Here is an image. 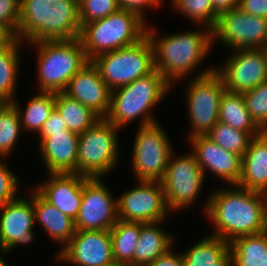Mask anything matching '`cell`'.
<instances>
[{
	"instance_id": "1",
	"label": "cell",
	"mask_w": 267,
	"mask_h": 266,
	"mask_svg": "<svg viewBox=\"0 0 267 266\" xmlns=\"http://www.w3.org/2000/svg\"><path fill=\"white\" fill-rule=\"evenodd\" d=\"M203 210L215 229L209 235L229 243L240 236L266 231L258 191L237 185H232L229 189L224 187L214 190Z\"/></svg>"
},
{
	"instance_id": "2",
	"label": "cell",
	"mask_w": 267,
	"mask_h": 266,
	"mask_svg": "<svg viewBox=\"0 0 267 266\" xmlns=\"http://www.w3.org/2000/svg\"><path fill=\"white\" fill-rule=\"evenodd\" d=\"M19 8L16 38L20 41L29 44L79 38L77 0H20Z\"/></svg>"
},
{
	"instance_id": "3",
	"label": "cell",
	"mask_w": 267,
	"mask_h": 266,
	"mask_svg": "<svg viewBox=\"0 0 267 266\" xmlns=\"http://www.w3.org/2000/svg\"><path fill=\"white\" fill-rule=\"evenodd\" d=\"M147 25V36L154 50V69L173 86L195 72L213 47L212 29L174 33L158 37L154 27Z\"/></svg>"
},
{
	"instance_id": "4",
	"label": "cell",
	"mask_w": 267,
	"mask_h": 266,
	"mask_svg": "<svg viewBox=\"0 0 267 266\" xmlns=\"http://www.w3.org/2000/svg\"><path fill=\"white\" fill-rule=\"evenodd\" d=\"M171 88L172 85L154 69L148 75L111 91L110 109L105 119L120 129L138 118L139 127L155 123L153 108Z\"/></svg>"
},
{
	"instance_id": "5",
	"label": "cell",
	"mask_w": 267,
	"mask_h": 266,
	"mask_svg": "<svg viewBox=\"0 0 267 266\" xmlns=\"http://www.w3.org/2000/svg\"><path fill=\"white\" fill-rule=\"evenodd\" d=\"M147 35V23L137 13L119 9L81 27L79 39L86 58L138 43Z\"/></svg>"
},
{
	"instance_id": "6",
	"label": "cell",
	"mask_w": 267,
	"mask_h": 266,
	"mask_svg": "<svg viewBox=\"0 0 267 266\" xmlns=\"http://www.w3.org/2000/svg\"><path fill=\"white\" fill-rule=\"evenodd\" d=\"M30 44L38 52L39 92H64L70 79L89 62L79 38Z\"/></svg>"
},
{
	"instance_id": "7",
	"label": "cell",
	"mask_w": 267,
	"mask_h": 266,
	"mask_svg": "<svg viewBox=\"0 0 267 266\" xmlns=\"http://www.w3.org/2000/svg\"><path fill=\"white\" fill-rule=\"evenodd\" d=\"M117 128L105 118L79 134L77 174L88 178H102L118 163L119 140Z\"/></svg>"
},
{
	"instance_id": "8",
	"label": "cell",
	"mask_w": 267,
	"mask_h": 266,
	"mask_svg": "<svg viewBox=\"0 0 267 266\" xmlns=\"http://www.w3.org/2000/svg\"><path fill=\"white\" fill-rule=\"evenodd\" d=\"M113 91L148 75L154 70V50L146 35L138 43L99 54L91 60Z\"/></svg>"
},
{
	"instance_id": "9",
	"label": "cell",
	"mask_w": 267,
	"mask_h": 266,
	"mask_svg": "<svg viewBox=\"0 0 267 266\" xmlns=\"http://www.w3.org/2000/svg\"><path fill=\"white\" fill-rule=\"evenodd\" d=\"M186 103L191 130L189 138L206 135L219 121V106L225 86L214 67L197 72L187 83Z\"/></svg>"
},
{
	"instance_id": "10",
	"label": "cell",
	"mask_w": 267,
	"mask_h": 266,
	"mask_svg": "<svg viewBox=\"0 0 267 266\" xmlns=\"http://www.w3.org/2000/svg\"><path fill=\"white\" fill-rule=\"evenodd\" d=\"M159 122L140 126L135 135L132 171L138 181H158L163 178L171 153L174 151L168 134Z\"/></svg>"
},
{
	"instance_id": "11",
	"label": "cell",
	"mask_w": 267,
	"mask_h": 266,
	"mask_svg": "<svg viewBox=\"0 0 267 266\" xmlns=\"http://www.w3.org/2000/svg\"><path fill=\"white\" fill-rule=\"evenodd\" d=\"M178 156H175L174 151L171 153L165 174L160 181L170 212L179 211L188 206L190 208L206 181L192 152Z\"/></svg>"
},
{
	"instance_id": "12",
	"label": "cell",
	"mask_w": 267,
	"mask_h": 266,
	"mask_svg": "<svg viewBox=\"0 0 267 266\" xmlns=\"http://www.w3.org/2000/svg\"><path fill=\"white\" fill-rule=\"evenodd\" d=\"M221 41L231 50L267 47V18L250 15L239 8L218 15L212 42Z\"/></svg>"
},
{
	"instance_id": "13",
	"label": "cell",
	"mask_w": 267,
	"mask_h": 266,
	"mask_svg": "<svg viewBox=\"0 0 267 266\" xmlns=\"http://www.w3.org/2000/svg\"><path fill=\"white\" fill-rule=\"evenodd\" d=\"M118 220L117 199L101 178L83 176L82 202L75 219L77 230H111Z\"/></svg>"
},
{
	"instance_id": "14",
	"label": "cell",
	"mask_w": 267,
	"mask_h": 266,
	"mask_svg": "<svg viewBox=\"0 0 267 266\" xmlns=\"http://www.w3.org/2000/svg\"><path fill=\"white\" fill-rule=\"evenodd\" d=\"M137 187L117 197L118 219L142 223L165 221L169 214L164 190L158 181H137Z\"/></svg>"
},
{
	"instance_id": "15",
	"label": "cell",
	"mask_w": 267,
	"mask_h": 266,
	"mask_svg": "<svg viewBox=\"0 0 267 266\" xmlns=\"http://www.w3.org/2000/svg\"><path fill=\"white\" fill-rule=\"evenodd\" d=\"M223 66L215 71L224 82L226 91L243 93L267 81V53L262 49L231 50Z\"/></svg>"
},
{
	"instance_id": "16",
	"label": "cell",
	"mask_w": 267,
	"mask_h": 266,
	"mask_svg": "<svg viewBox=\"0 0 267 266\" xmlns=\"http://www.w3.org/2000/svg\"><path fill=\"white\" fill-rule=\"evenodd\" d=\"M57 262L73 266H110L114 262L109 230H77L69 242L58 251Z\"/></svg>"
},
{
	"instance_id": "17",
	"label": "cell",
	"mask_w": 267,
	"mask_h": 266,
	"mask_svg": "<svg viewBox=\"0 0 267 266\" xmlns=\"http://www.w3.org/2000/svg\"><path fill=\"white\" fill-rule=\"evenodd\" d=\"M29 197L18 196L0 205V251L9 253L17 245L30 244L34 240L35 214L33 190Z\"/></svg>"
},
{
	"instance_id": "18",
	"label": "cell",
	"mask_w": 267,
	"mask_h": 266,
	"mask_svg": "<svg viewBox=\"0 0 267 266\" xmlns=\"http://www.w3.org/2000/svg\"><path fill=\"white\" fill-rule=\"evenodd\" d=\"M188 139L205 177L208 171L230 185H237L242 173V156L224 150L206 135Z\"/></svg>"
},
{
	"instance_id": "19",
	"label": "cell",
	"mask_w": 267,
	"mask_h": 266,
	"mask_svg": "<svg viewBox=\"0 0 267 266\" xmlns=\"http://www.w3.org/2000/svg\"><path fill=\"white\" fill-rule=\"evenodd\" d=\"M64 93L93 110L101 118H105L109 112L111 90L92 61L70 79Z\"/></svg>"
},
{
	"instance_id": "20",
	"label": "cell",
	"mask_w": 267,
	"mask_h": 266,
	"mask_svg": "<svg viewBox=\"0 0 267 266\" xmlns=\"http://www.w3.org/2000/svg\"><path fill=\"white\" fill-rule=\"evenodd\" d=\"M46 181L34 189L49 203L73 220L78 212L83 195V176L76 173H49Z\"/></svg>"
},
{
	"instance_id": "21",
	"label": "cell",
	"mask_w": 267,
	"mask_h": 266,
	"mask_svg": "<svg viewBox=\"0 0 267 266\" xmlns=\"http://www.w3.org/2000/svg\"><path fill=\"white\" fill-rule=\"evenodd\" d=\"M39 150L48 173H76L79 135L66 129L39 137Z\"/></svg>"
},
{
	"instance_id": "22",
	"label": "cell",
	"mask_w": 267,
	"mask_h": 266,
	"mask_svg": "<svg viewBox=\"0 0 267 266\" xmlns=\"http://www.w3.org/2000/svg\"><path fill=\"white\" fill-rule=\"evenodd\" d=\"M237 186L258 192L267 188V131L254 136L242 156Z\"/></svg>"
},
{
	"instance_id": "23",
	"label": "cell",
	"mask_w": 267,
	"mask_h": 266,
	"mask_svg": "<svg viewBox=\"0 0 267 266\" xmlns=\"http://www.w3.org/2000/svg\"><path fill=\"white\" fill-rule=\"evenodd\" d=\"M33 208L35 222L38 221L37 223L42 226L48 237L62 244L63 248L76 232L75 220L46 201L34 188Z\"/></svg>"
},
{
	"instance_id": "24",
	"label": "cell",
	"mask_w": 267,
	"mask_h": 266,
	"mask_svg": "<svg viewBox=\"0 0 267 266\" xmlns=\"http://www.w3.org/2000/svg\"><path fill=\"white\" fill-rule=\"evenodd\" d=\"M163 221L142 223L134 253V266H148L160 255L166 253L174 246V237L161 226Z\"/></svg>"
},
{
	"instance_id": "25",
	"label": "cell",
	"mask_w": 267,
	"mask_h": 266,
	"mask_svg": "<svg viewBox=\"0 0 267 266\" xmlns=\"http://www.w3.org/2000/svg\"><path fill=\"white\" fill-rule=\"evenodd\" d=\"M183 254V266H232L229 242L211 235L187 247Z\"/></svg>"
},
{
	"instance_id": "26",
	"label": "cell",
	"mask_w": 267,
	"mask_h": 266,
	"mask_svg": "<svg viewBox=\"0 0 267 266\" xmlns=\"http://www.w3.org/2000/svg\"><path fill=\"white\" fill-rule=\"evenodd\" d=\"M229 247L232 266H267V231L235 238Z\"/></svg>"
},
{
	"instance_id": "27",
	"label": "cell",
	"mask_w": 267,
	"mask_h": 266,
	"mask_svg": "<svg viewBox=\"0 0 267 266\" xmlns=\"http://www.w3.org/2000/svg\"><path fill=\"white\" fill-rule=\"evenodd\" d=\"M219 121L253 136L263 132L249 114L242 93L224 91L219 106Z\"/></svg>"
},
{
	"instance_id": "28",
	"label": "cell",
	"mask_w": 267,
	"mask_h": 266,
	"mask_svg": "<svg viewBox=\"0 0 267 266\" xmlns=\"http://www.w3.org/2000/svg\"><path fill=\"white\" fill-rule=\"evenodd\" d=\"M55 109L60 113L67 129L78 135L94 126L101 119L93 110L64 92L55 93Z\"/></svg>"
},
{
	"instance_id": "29",
	"label": "cell",
	"mask_w": 267,
	"mask_h": 266,
	"mask_svg": "<svg viewBox=\"0 0 267 266\" xmlns=\"http://www.w3.org/2000/svg\"><path fill=\"white\" fill-rule=\"evenodd\" d=\"M140 233V222L118 219L111 228L114 262L121 266H134V253Z\"/></svg>"
},
{
	"instance_id": "30",
	"label": "cell",
	"mask_w": 267,
	"mask_h": 266,
	"mask_svg": "<svg viewBox=\"0 0 267 266\" xmlns=\"http://www.w3.org/2000/svg\"><path fill=\"white\" fill-rule=\"evenodd\" d=\"M11 103L18 110L22 129L27 131L26 133L30 131L37 134L55 109V93L39 92L29 99L25 109H21L17 99Z\"/></svg>"
},
{
	"instance_id": "31",
	"label": "cell",
	"mask_w": 267,
	"mask_h": 266,
	"mask_svg": "<svg viewBox=\"0 0 267 266\" xmlns=\"http://www.w3.org/2000/svg\"><path fill=\"white\" fill-rule=\"evenodd\" d=\"M24 44L16 38L10 45L0 48V96L12 102L16 99V86L21 57L20 48Z\"/></svg>"
},
{
	"instance_id": "32",
	"label": "cell",
	"mask_w": 267,
	"mask_h": 266,
	"mask_svg": "<svg viewBox=\"0 0 267 266\" xmlns=\"http://www.w3.org/2000/svg\"><path fill=\"white\" fill-rule=\"evenodd\" d=\"M206 136L228 152L243 156L254 137L249 132L218 121Z\"/></svg>"
},
{
	"instance_id": "33",
	"label": "cell",
	"mask_w": 267,
	"mask_h": 266,
	"mask_svg": "<svg viewBox=\"0 0 267 266\" xmlns=\"http://www.w3.org/2000/svg\"><path fill=\"white\" fill-rule=\"evenodd\" d=\"M172 8L195 24L202 27L213 28L217 22L218 14L213 8L211 0H170Z\"/></svg>"
},
{
	"instance_id": "34",
	"label": "cell",
	"mask_w": 267,
	"mask_h": 266,
	"mask_svg": "<svg viewBox=\"0 0 267 266\" xmlns=\"http://www.w3.org/2000/svg\"><path fill=\"white\" fill-rule=\"evenodd\" d=\"M22 130L16 107L10 103L0 114V158L12 153Z\"/></svg>"
},
{
	"instance_id": "35",
	"label": "cell",
	"mask_w": 267,
	"mask_h": 266,
	"mask_svg": "<svg viewBox=\"0 0 267 266\" xmlns=\"http://www.w3.org/2000/svg\"><path fill=\"white\" fill-rule=\"evenodd\" d=\"M242 94L253 121L262 131H267V81Z\"/></svg>"
},
{
	"instance_id": "36",
	"label": "cell",
	"mask_w": 267,
	"mask_h": 266,
	"mask_svg": "<svg viewBox=\"0 0 267 266\" xmlns=\"http://www.w3.org/2000/svg\"><path fill=\"white\" fill-rule=\"evenodd\" d=\"M81 27L91 21L105 18L120 9L118 0H79Z\"/></svg>"
},
{
	"instance_id": "37",
	"label": "cell",
	"mask_w": 267,
	"mask_h": 266,
	"mask_svg": "<svg viewBox=\"0 0 267 266\" xmlns=\"http://www.w3.org/2000/svg\"><path fill=\"white\" fill-rule=\"evenodd\" d=\"M20 183L12 169L10 170L7 163L2 160L0 162V205L13 201L19 196L17 191Z\"/></svg>"
},
{
	"instance_id": "38",
	"label": "cell",
	"mask_w": 267,
	"mask_h": 266,
	"mask_svg": "<svg viewBox=\"0 0 267 266\" xmlns=\"http://www.w3.org/2000/svg\"><path fill=\"white\" fill-rule=\"evenodd\" d=\"M20 0H0V23L6 25L16 36L19 26Z\"/></svg>"
},
{
	"instance_id": "39",
	"label": "cell",
	"mask_w": 267,
	"mask_h": 266,
	"mask_svg": "<svg viewBox=\"0 0 267 266\" xmlns=\"http://www.w3.org/2000/svg\"><path fill=\"white\" fill-rule=\"evenodd\" d=\"M118 1L120 9L135 12L143 20L146 21L145 10H148V8L157 9L163 0H118Z\"/></svg>"
},
{
	"instance_id": "40",
	"label": "cell",
	"mask_w": 267,
	"mask_h": 266,
	"mask_svg": "<svg viewBox=\"0 0 267 266\" xmlns=\"http://www.w3.org/2000/svg\"><path fill=\"white\" fill-rule=\"evenodd\" d=\"M66 129L67 126L63 118L60 116V113L54 109L38 134L39 137H50L51 133H64Z\"/></svg>"
},
{
	"instance_id": "41",
	"label": "cell",
	"mask_w": 267,
	"mask_h": 266,
	"mask_svg": "<svg viewBox=\"0 0 267 266\" xmlns=\"http://www.w3.org/2000/svg\"><path fill=\"white\" fill-rule=\"evenodd\" d=\"M238 8L250 15L267 18V0H239Z\"/></svg>"
},
{
	"instance_id": "42",
	"label": "cell",
	"mask_w": 267,
	"mask_h": 266,
	"mask_svg": "<svg viewBox=\"0 0 267 266\" xmlns=\"http://www.w3.org/2000/svg\"><path fill=\"white\" fill-rule=\"evenodd\" d=\"M170 248L166 253L160 255L155 261L148 266H183V254L179 251L175 253Z\"/></svg>"
},
{
	"instance_id": "43",
	"label": "cell",
	"mask_w": 267,
	"mask_h": 266,
	"mask_svg": "<svg viewBox=\"0 0 267 266\" xmlns=\"http://www.w3.org/2000/svg\"><path fill=\"white\" fill-rule=\"evenodd\" d=\"M215 12L219 15L225 11L238 8L239 0H211Z\"/></svg>"
},
{
	"instance_id": "44",
	"label": "cell",
	"mask_w": 267,
	"mask_h": 266,
	"mask_svg": "<svg viewBox=\"0 0 267 266\" xmlns=\"http://www.w3.org/2000/svg\"><path fill=\"white\" fill-rule=\"evenodd\" d=\"M16 39V35L3 23H0V48L10 45Z\"/></svg>"
},
{
	"instance_id": "45",
	"label": "cell",
	"mask_w": 267,
	"mask_h": 266,
	"mask_svg": "<svg viewBox=\"0 0 267 266\" xmlns=\"http://www.w3.org/2000/svg\"><path fill=\"white\" fill-rule=\"evenodd\" d=\"M259 196L261 199L262 219L267 231V188L259 191Z\"/></svg>"
},
{
	"instance_id": "46",
	"label": "cell",
	"mask_w": 267,
	"mask_h": 266,
	"mask_svg": "<svg viewBox=\"0 0 267 266\" xmlns=\"http://www.w3.org/2000/svg\"><path fill=\"white\" fill-rule=\"evenodd\" d=\"M11 102L5 99L4 97L0 96V114L5 110V108L10 104Z\"/></svg>"
},
{
	"instance_id": "47",
	"label": "cell",
	"mask_w": 267,
	"mask_h": 266,
	"mask_svg": "<svg viewBox=\"0 0 267 266\" xmlns=\"http://www.w3.org/2000/svg\"><path fill=\"white\" fill-rule=\"evenodd\" d=\"M3 259V257L0 259V266H9V264Z\"/></svg>"
}]
</instances>
